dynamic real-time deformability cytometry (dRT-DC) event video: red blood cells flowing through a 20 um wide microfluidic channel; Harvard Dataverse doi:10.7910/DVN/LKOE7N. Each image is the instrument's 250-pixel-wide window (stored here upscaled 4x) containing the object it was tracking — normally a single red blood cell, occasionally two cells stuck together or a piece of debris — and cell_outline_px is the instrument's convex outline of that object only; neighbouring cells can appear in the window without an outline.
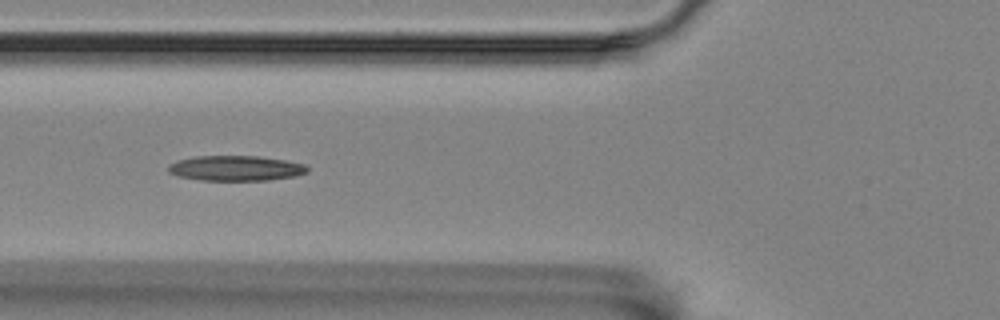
{"species": "Egyptian fruit bat (a non-hibernating species)", "species_latin": "Rousettus aegyptiacus", "temperature_condition": "room temperature", "stored_images_in_passage": 17, "camera_frame_rate_fps": 3000, "um_per_image_px": 0.085, "animal": {"sex": "female"}, "frame": {"image": 1, "passage_image": 6, "time_ms": 1.667, "image_size_px": [1000, 320], "cell_outline_px": [[308, 172], [296, 176], [268, 180], [200, 180], [180, 176], [168, 172], [168, 164], [180, 160], [196, 156], [256, 156], [284, 160], [304, 164], [308, 168]], "centroid_in_image_um": [20.05, 14.3], "position_along_channel_um": 105.8, "area_um2": 20.23}}